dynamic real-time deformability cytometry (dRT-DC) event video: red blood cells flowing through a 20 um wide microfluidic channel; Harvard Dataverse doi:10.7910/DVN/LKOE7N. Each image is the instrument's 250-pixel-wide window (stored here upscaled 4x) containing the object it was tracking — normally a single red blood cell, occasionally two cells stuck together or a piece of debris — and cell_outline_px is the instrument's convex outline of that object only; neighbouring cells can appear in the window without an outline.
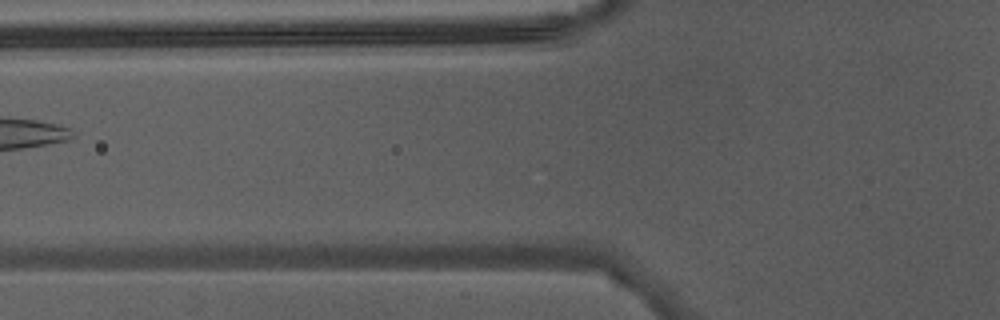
{"species": "Egyptian fruit bat (a non-hibernating species)", "species_latin": "Rousettus aegyptiacus", "temperature_condition": "warm", "stored_images_in_passage": 4, "camera_frame_rate_fps": 3000, "um_per_image_px": 0.085, "animal": {"sex": "male"}, "frame": {"image": 1, "passage_image": 2, "time_ms": 0.333, "image_size_px": [1000, 320], "cell_outline_px": [[396, 40], [128, 40], [124, 20], [340, 16], [380, 20]], "centroid_in_image_um": [22.03, 2.47], "position_along_channel_um": 103.8, "area_um2": 41.56}}